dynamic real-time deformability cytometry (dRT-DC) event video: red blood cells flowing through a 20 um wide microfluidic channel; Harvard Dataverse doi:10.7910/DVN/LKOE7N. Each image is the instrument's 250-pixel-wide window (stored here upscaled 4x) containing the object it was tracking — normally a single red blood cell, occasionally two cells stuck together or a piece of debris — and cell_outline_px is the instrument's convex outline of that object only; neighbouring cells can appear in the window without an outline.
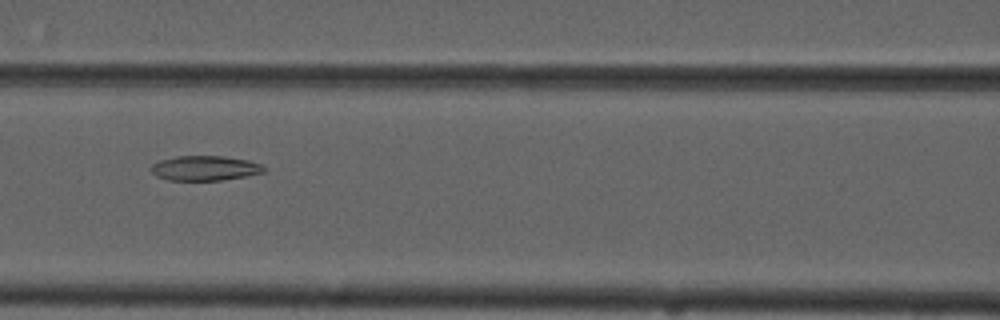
{"species": "common noctule bat (a hibernating species)", "species_latin": "Nyctalus noctula", "temperature_condition": "cold", "stored_images_in_passage": 9, "camera_frame_rate_fps": 3000, "um_per_image_px": 0.085, "animal": {"sex": "male", "forearm_length_mm": 52.5}, "frame": {"image": 1, "passage_image": 6, "time_ms": 7.0, "image_size_px": [1000, 320], "cell_outline_px": [[264, 172], [244, 176], [220, 180], [168, 180], [156, 176], [148, 168], [152, 164], [160, 160], [176, 156], [224, 156], [248, 160], [260, 164], [264, 168]], "centroid_in_image_um": [17.35, 14.29], "position_along_channel_um": 149.2, "area_um2": 16.24}}
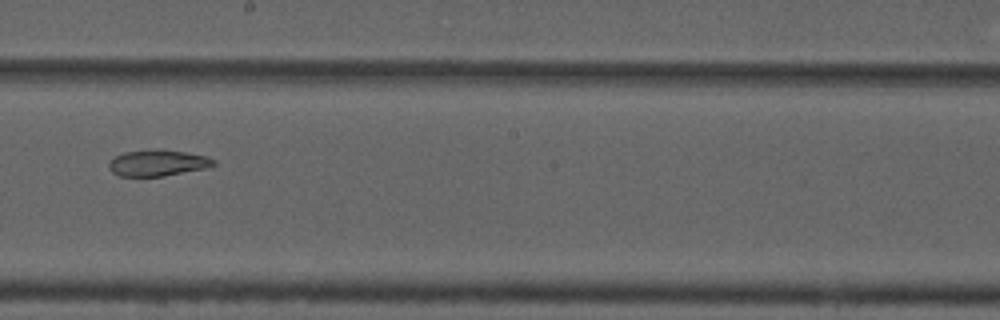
{"frame": {"image": 2, "passage_image": 8, "time_ms": 9.333, "image_size_px": [1000, 320], "cell_outline_px": [[216, 164], [204, 168], [164, 176], [120, 176], [112, 172], [108, 168], [108, 164], [116, 156], [124, 152], [156, 148], [184, 152], [208, 156], [216, 160]], "centroid_in_image_um": [13.4, 13.84], "position_along_channel_um": 234.8, "area_um2": 16.01}}
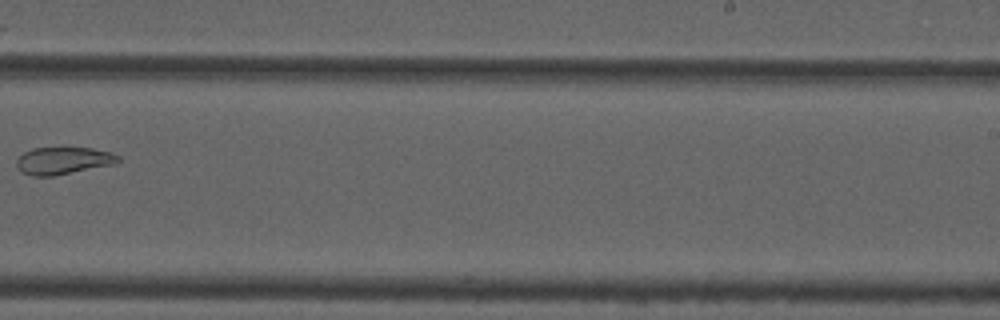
{"frame": {"image": 3, "passage_image": 9, "time_ms": 10.667, "image_size_px": [1000, 320], "cell_outline_px": [[120, 160], [116, 164], [52, 176], [32, 176], [20, 172], [16, 168], [16, 160], [24, 152], [32, 148], [64, 144], [92, 148], [112, 152], [120, 156]], "centroid_in_image_um": [5.37, 13.6], "position_along_channel_um": 283.6, "area_um2": 17.17}}